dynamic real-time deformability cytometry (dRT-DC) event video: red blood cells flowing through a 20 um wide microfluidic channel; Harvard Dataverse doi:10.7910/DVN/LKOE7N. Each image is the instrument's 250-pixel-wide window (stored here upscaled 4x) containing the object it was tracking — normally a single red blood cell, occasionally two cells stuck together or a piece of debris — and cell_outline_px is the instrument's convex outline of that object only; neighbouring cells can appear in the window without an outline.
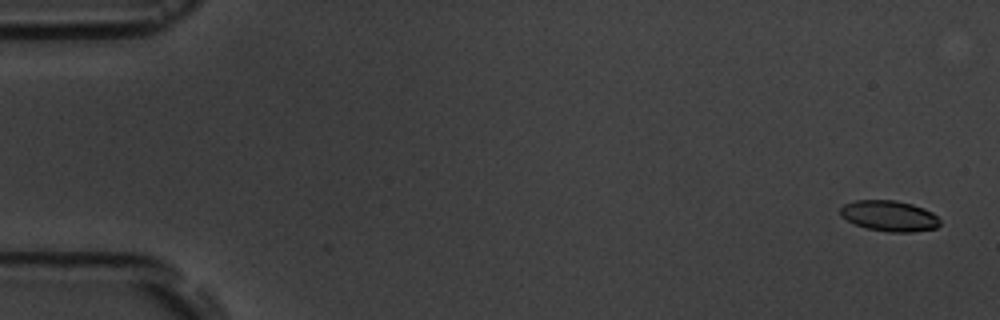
{"species": "common noctule bat (a hibernating species)", "species_latin": "Nyctalus noctula", "temperature_condition": "room temperature", "stored_images_in_passage": 6, "camera_frame_rate_fps": 3000, "um_per_image_px": 0.085, "animal": {"sex": "male", "body_mass_g": 19.5, "forearm_length_mm": 54.6}, "frame": {"image": 1, "passage_image": 1, "time_ms": 0.0, "image_size_px": [1000, 320], "cell_outline_px": [[940, 224], [936, 228], [912, 232], [888, 232], [864, 228], [840, 216], [840, 208], [844, 204], [856, 200], [896, 200], [912, 204], [924, 208], [932, 212], [940, 220]], "centroid_in_image_um": [75.59, 18.35], "position_along_channel_um": 9.4, "area_um2": 17.92}}